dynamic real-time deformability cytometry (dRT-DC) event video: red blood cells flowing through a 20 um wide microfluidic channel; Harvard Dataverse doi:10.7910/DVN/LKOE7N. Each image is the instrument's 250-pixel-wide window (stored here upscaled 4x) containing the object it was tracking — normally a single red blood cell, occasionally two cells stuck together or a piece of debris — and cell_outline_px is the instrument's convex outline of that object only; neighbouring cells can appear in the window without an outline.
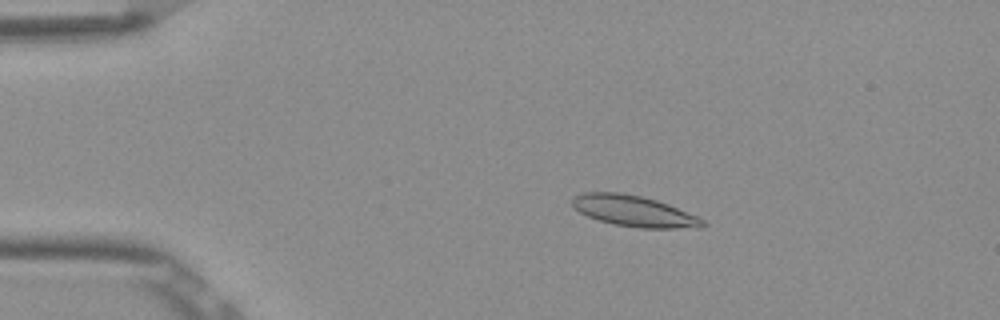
{"species": "Egyptian fruit bat (a non-hibernating species)", "species_latin": "Rousettus aegyptiacus", "temperature_condition": "room temperature", "stored_images_in_passage": 53, "camera_frame_rate_fps": 3000, "um_per_image_px": 0.085, "frame": {"image": 1, "passage_image": 10, "time_ms": 3.0, "image_size_px": [1000, 320], "cell_outline_px": [[708, 224], [700, 228], [640, 228], [612, 224], [588, 216], [580, 212], [572, 204], [572, 200], [576, 196], [584, 192], [620, 192], [640, 196], [656, 200], [668, 204], [696, 216], [704, 220]], "centroid_in_image_um": [53.91, 17.95], "position_along_channel_um": 31.1, "area_um2": 23.35}}
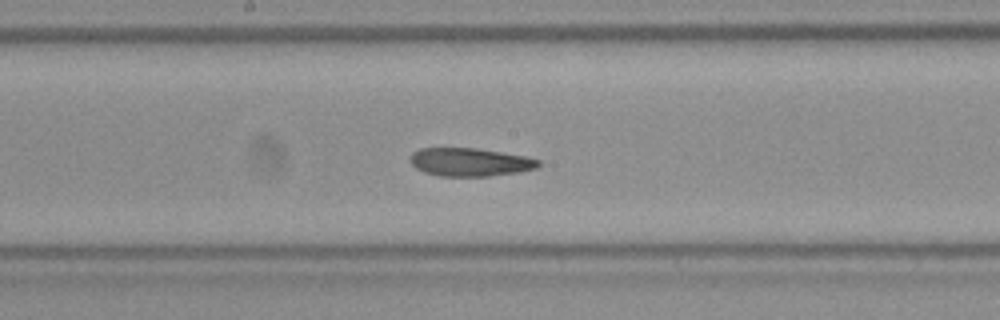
{"frame": {"image": 2, "passage_image": 28, "time_ms": 9.0, "image_size_px": [1000, 320], "cell_outline_px": [[540, 164], [536, 168], [520, 172], [488, 176], [440, 176], [424, 172], [416, 168], [408, 160], [412, 152], [420, 148], [476, 148], [528, 156], [540, 160]], "centroid_in_image_um": [39.95, 13.77], "position_along_channel_um": 208.3, "area_um2": 21.27}}
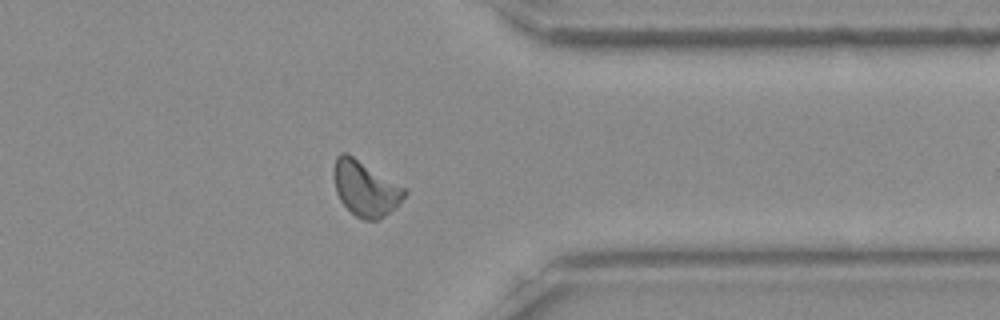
{"frame": {"image": 3, "passage_image": 42, "time_ms": 13.667, "image_size_px": [1000, 320], "cell_outline_px": [[408, 192], [396, 208], [380, 220], [364, 220], [356, 216], [340, 200], [336, 192], [332, 172], [332, 168], [336, 156], [340, 152], [348, 152], [408, 188]], "centroid_in_image_um": [31.08, 15.98], "position_along_channel_um": 380.3, "area_um2": 23.47}}